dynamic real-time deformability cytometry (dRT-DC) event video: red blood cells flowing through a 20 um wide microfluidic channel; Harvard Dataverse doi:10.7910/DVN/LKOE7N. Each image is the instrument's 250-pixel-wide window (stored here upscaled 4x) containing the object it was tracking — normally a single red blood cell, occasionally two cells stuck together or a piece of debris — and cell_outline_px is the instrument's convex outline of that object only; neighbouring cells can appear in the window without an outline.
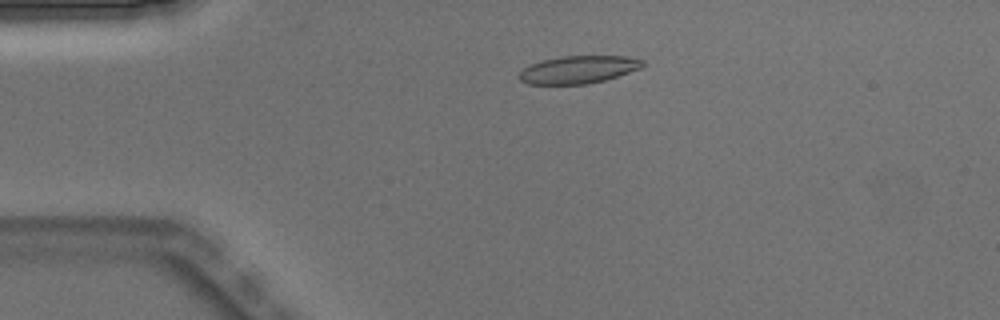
{"species": "Egyptian fruit bat (a non-hibernating species)", "species_latin": "Rousettus aegyptiacus", "temperature_condition": "warm", "stored_images_in_passage": 4, "camera_frame_rate_fps": 3000, "um_per_image_px": 0.085, "animal": {"sex": "male"}, "frame": {"image": 1, "passage_image": 3, "time_ms": 0.667, "image_size_px": [1000, 320], "cell_outline_px": [[644, 64], [640, 68], [604, 80], [588, 84], [528, 84], [520, 80], [520, 72], [524, 68], [532, 64], [544, 60], [560, 56], [628, 56], [644, 60]], "centroid_in_image_um": [49.17, 5.91], "position_along_channel_um": 35.8, "area_um2": 19.65}}